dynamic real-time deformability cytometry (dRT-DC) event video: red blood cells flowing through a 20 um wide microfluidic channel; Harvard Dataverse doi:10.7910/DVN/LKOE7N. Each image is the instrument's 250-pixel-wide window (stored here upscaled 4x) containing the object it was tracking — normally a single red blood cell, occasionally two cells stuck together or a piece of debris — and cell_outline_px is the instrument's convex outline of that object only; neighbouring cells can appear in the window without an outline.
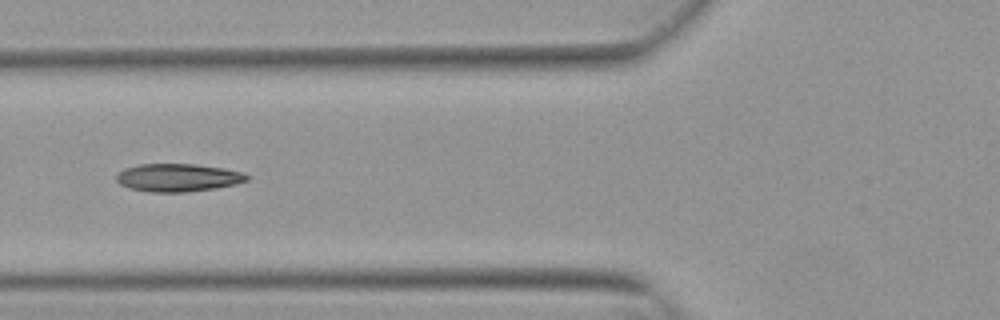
{"species": "Egyptian fruit bat (a non-hibernating species)", "species_latin": "Rousettus aegyptiacus", "temperature_condition": "warm", "stored_images_in_passage": 18, "camera_frame_rate_fps": 3000, "um_per_image_px": 0.085, "animal": {"sex": "female"}, "frame": {"image": 1, "passage_image": 6, "time_ms": 1.667, "image_size_px": [1000, 320], "cell_outline_px": [[248, 180], [236, 184], [216, 188], [188, 192], [148, 192], [132, 188], [120, 184], [116, 180], [116, 176], [124, 168], [140, 164], [196, 164], [224, 168], [244, 172], [248, 176]], "centroid_in_image_um": [15.15, 15.09], "position_along_channel_um": 110.6, "area_um2": 21.27}}